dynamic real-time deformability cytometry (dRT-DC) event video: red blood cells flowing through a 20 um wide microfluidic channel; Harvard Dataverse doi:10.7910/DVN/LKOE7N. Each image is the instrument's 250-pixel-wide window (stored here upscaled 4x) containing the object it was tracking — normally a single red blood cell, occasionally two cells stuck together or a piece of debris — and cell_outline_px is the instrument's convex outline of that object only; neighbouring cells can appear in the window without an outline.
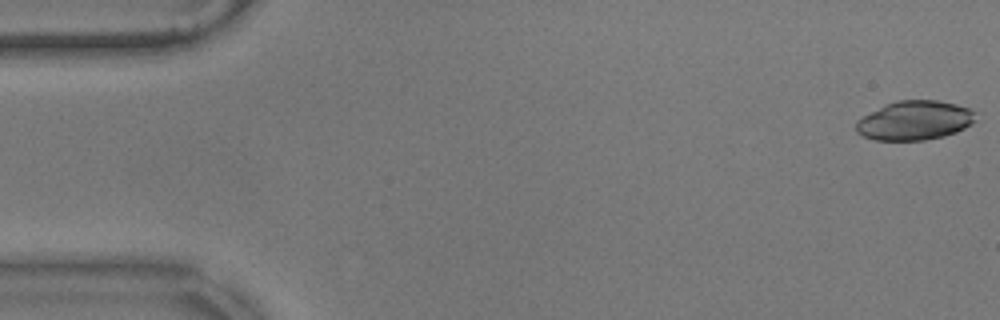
{"species": "common noctule bat (a hibernating species)", "species_latin": "Nyctalus noctula", "temperature_condition": "warm", "stored_images_in_passage": 56, "camera_frame_rate_fps": 3000, "um_per_image_px": 0.085, "animal": {"sex": "male", "body_mass_g": 17.9}, "frame": {"image": 1, "passage_image": 1, "time_ms": 0.0, "image_size_px": [1000, 320], "cell_outline_px": [[976, 120], [972, 124], [956, 132], [944, 136], [924, 140], [876, 140], [864, 136], [856, 132], [856, 120], [884, 104], [896, 100], [936, 100], [956, 104], [968, 108], [972, 112]], "centroid_in_image_um": [77.71, 10.23], "position_along_channel_um": 7.3, "area_um2": 27.28}}
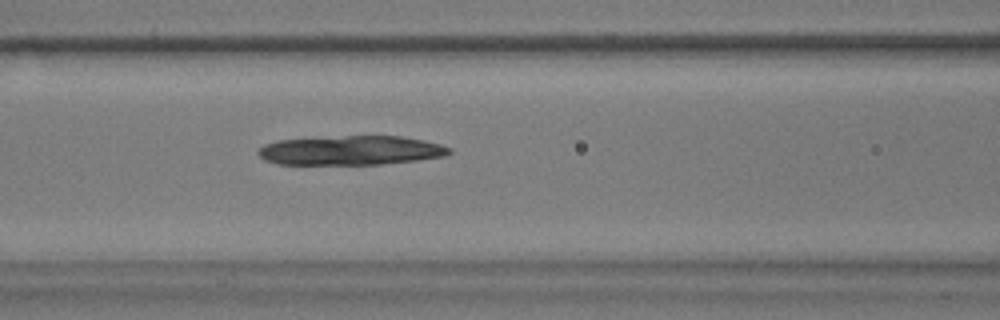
{"frame": {"image": 2, "passage_image": 23, "time_ms": 7.333, "image_size_px": [1000, 320], "cell_outline_px": [[452, 152], [444, 156], [416, 160], [380, 164], [276, 164], [264, 160], [256, 152], [264, 144], [276, 140], [344, 136], [400, 136], [424, 140], [440, 144], [452, 148]], "centroid_in_image_um": [29.81, 12.78], "position_along_channel_um": 136.8, "area_um2": 32.6}}
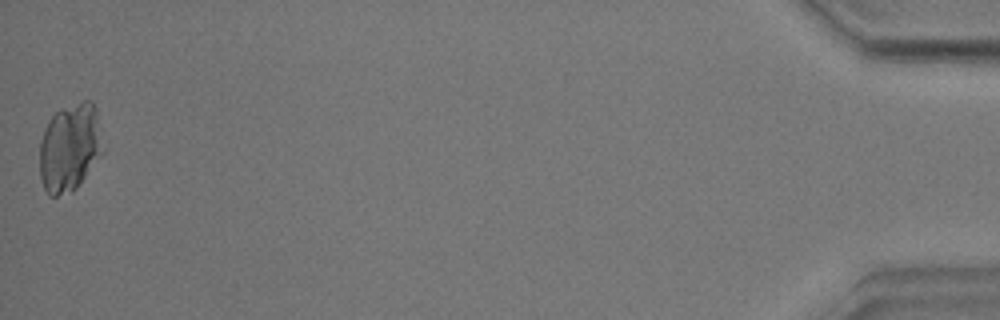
{"frame": {"image": 3, "passage_image": 56, "time_ms": 18.333, "image_size_px": [1000, 320], "cell_outline_px": [[104, 152], [76, 188], [72, 192], [56, 196], [48, 196], [44, 188], [40, 176], [40, 140], [44, 128], [48, 120], [56, 112], [84, 100], [92, 100], [96, 108], [104, 148]], "centroid_in_image_um": [5.94, 12.55], "position_along_channel_um": 429.3, "area_um2": 32.66}}